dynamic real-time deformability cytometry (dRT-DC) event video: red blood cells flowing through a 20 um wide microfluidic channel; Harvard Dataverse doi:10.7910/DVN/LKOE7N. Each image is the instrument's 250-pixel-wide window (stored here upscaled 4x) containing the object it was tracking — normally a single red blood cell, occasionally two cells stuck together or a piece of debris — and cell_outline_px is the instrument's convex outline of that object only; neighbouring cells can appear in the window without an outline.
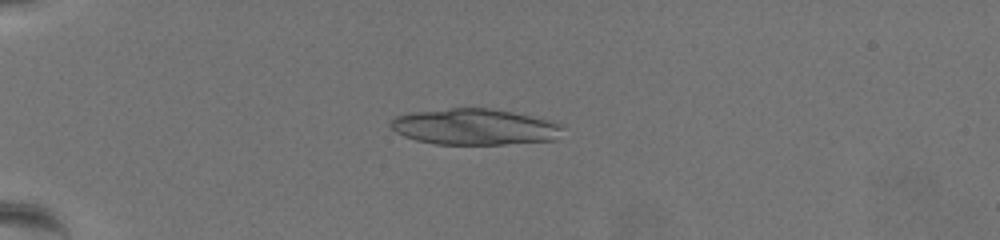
{"species": "common noctule bat (a hibernating species)", "species_latin": "Nyctalus noctula", "temperature_condition": "warm", "stored_images_in_passage": 28, "camera_frame_rate_fps": 3000, "um_per_image_px": 0.085, "animal": {"sex": "female", "body_mass_g": 19.5, "forearm_length_mm": 54.1}, "frame": {"image": 1, "passage_image": 19, "time_ms": 6.0, "image_size_px": [1000, 240], "cell_outline_px": [[564, 128], [556, 140], [504, 144], [436, 144], [416, 140], [404, 136], [396, 132], [388, 124], [396, 116], [412, 112], [448, 108], [492, 108], [552, 120], [560, 124]], "centroid_in_image_um": [40.36, 10.78], "position_along_channel_um": 44.6, "area_um2": 36.3}}